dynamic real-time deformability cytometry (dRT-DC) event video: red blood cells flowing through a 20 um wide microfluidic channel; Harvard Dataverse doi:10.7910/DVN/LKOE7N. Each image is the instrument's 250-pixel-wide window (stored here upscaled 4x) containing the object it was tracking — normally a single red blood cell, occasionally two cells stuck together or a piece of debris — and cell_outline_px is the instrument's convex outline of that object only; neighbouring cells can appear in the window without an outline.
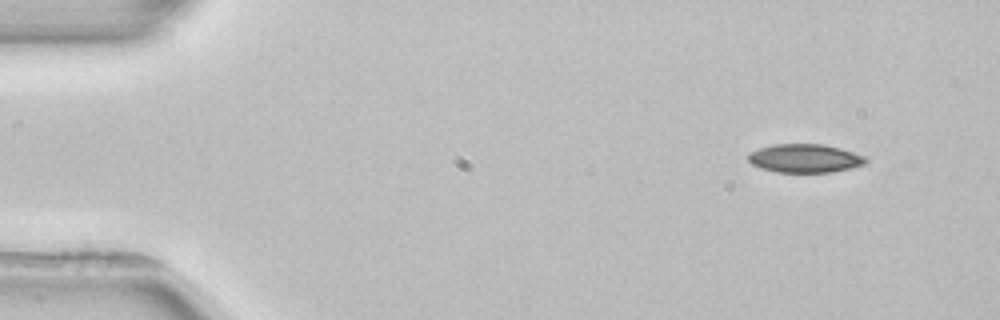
{"species": "common noctule bat (a hibernating species)", "species_latin": "Nyctalus noctula", "temperature_condition": "room temperature", "stored_images_in_passage": 4, "camera_frame_rate_fps": 3000, "um_per_image_px": 0.085, "animal": {"sex": "female", "body_mass_g": 22.7, "forearm_length_mm": 54.2}, "frame": {"image": 1, "passage_image": 1, "time_ms": 0.0, "image_size_px": [1000, 320], "cell_outline_px": [[868, 160], [864, 164], [832, 172], [776, 172], [760, 168], [752, 164], [748, 160], [748, 152], [772, 144], [824, 144], [840, 148], [864, 156]], "centroid_in_image_um": [68.37, 13.45], "position_along_channel_um": 16.6, "area_um2": 19.48}}
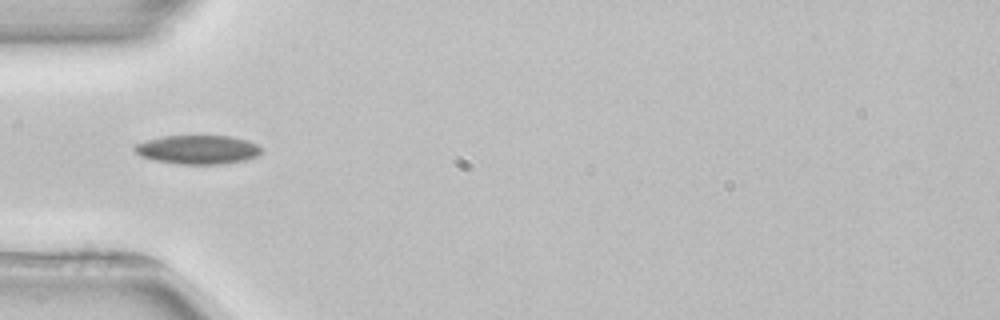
{"frame": {"image": 2, "passage_image": 4, "time_ms": 4.0, "image_size_px": [1000, 320], "cell_outline_px": [[264, 148], [256, 156], [244, 160], [220, 164], [180, 164], [156, 160], [140, 156], [132, 148], [136, 144], [148, 140], [164, 136], [228, 136], [248, 140]], "centroid_in_image_um": [16.82, 12.71], "position_along_channel_um": 68.2, "area_um2": 21.15}}